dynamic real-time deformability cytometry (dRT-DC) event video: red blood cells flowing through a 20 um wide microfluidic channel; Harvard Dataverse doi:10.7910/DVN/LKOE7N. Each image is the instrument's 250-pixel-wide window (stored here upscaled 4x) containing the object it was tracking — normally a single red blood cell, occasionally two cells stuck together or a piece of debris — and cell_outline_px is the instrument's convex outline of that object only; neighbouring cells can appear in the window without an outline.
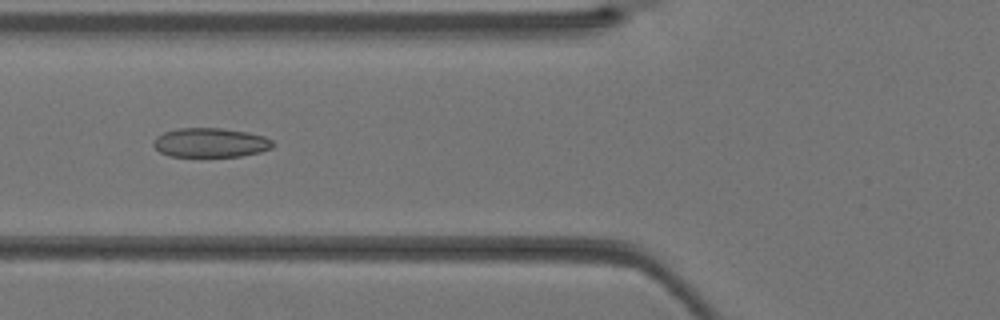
{"species": "Egyptian fruit bat (a non-hibernating species)", "species_latin": "Rousettus aegyptiacus", "temperature_condition": "warm", "stored_images_in_passage": 38, "camera_frame_rate_fps": 3000, "um_per_image_px": 0.085, "animal": {"sex": "female"}, "frame": {"image": 1, "passage_image": 15, "time_ms": 4.667, "image_size_px": [1000, 320], "cell_outline_px": [[276, 144], [272, 148], [260, 152], [240, 156], [168, 156], [160, 152], [152, 144], [152, 140], [156, 136], [164, 132], [176, 128], [220, 128], [248, 132], [264, 136], [272, 140]], "centroid_in_image_um": [17.88, 12.12], "position_along_channel_um": 107.9, "area_um2": 20.52}}
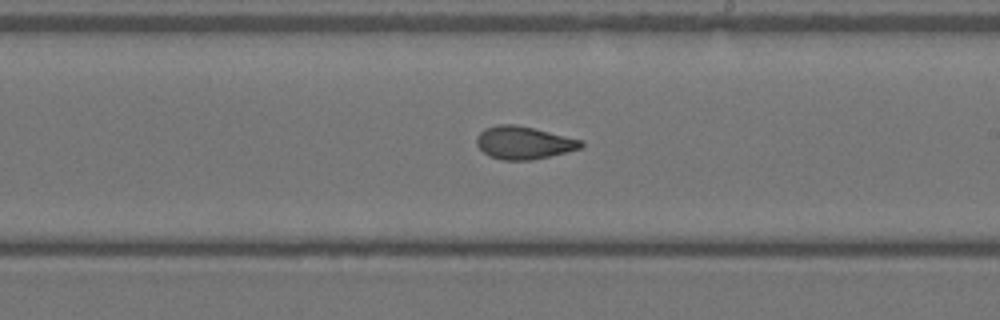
{"frame": {"image": 2, "passage_image": 23, "time_ms": 7.333, "image_size_px": [1000, 320], "cell_outline_px": [[584, 144], [580, 148], [532, 160], [504, 160], [488, 156], [476, 144], [476, 136], [484, 128], [500, 124], [516, 124], [580, 140]], "centroid_in_image_um": [44.44, 12.13], "position_along_channel_um": 244.6, "area_um2": 19.59}}
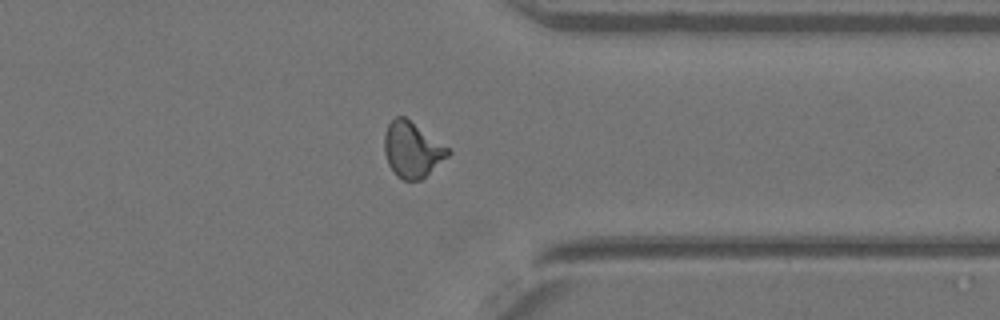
{"frame": {"image": 3, "passage_image": 31, "time_ms": 10.0, "image_size_px": [1000, 320], "cell_outline_px": [[452, 152], [448, 156], [420, 180], [404, 180], [396, 176], [388, 164], [384, 152], [384, 136], [388, 124], [396, 116], [404, 116], [448, 148]], "centroid_in_image_um": [35.0, 12.73], "position_along_channel_um": 376.4, "area_um2": 20.23}}